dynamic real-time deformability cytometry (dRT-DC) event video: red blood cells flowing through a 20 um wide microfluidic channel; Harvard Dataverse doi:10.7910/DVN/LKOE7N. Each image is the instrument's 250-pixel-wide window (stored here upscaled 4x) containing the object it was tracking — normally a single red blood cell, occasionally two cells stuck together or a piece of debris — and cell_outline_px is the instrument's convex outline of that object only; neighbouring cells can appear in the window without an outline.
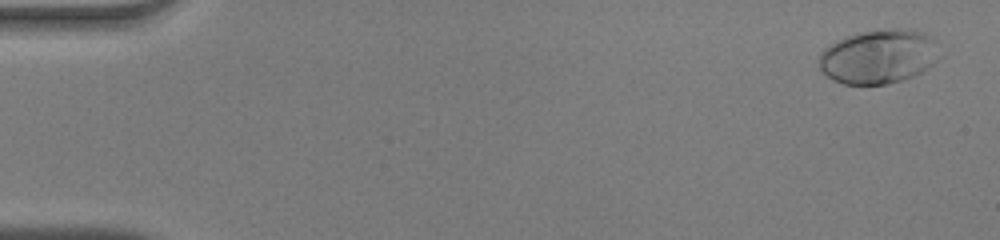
{"species": "human", "species_latin": "Homo sapiens", "temperature_condition": "warm", "stored_images_in_passage": 52, "camera_frame_rate_fps": 3000, "um_per_image_px": 0.085, "donor": {"sex": "male"}, "frame": {"image": 1, "passage_image": 2, "time_ms": 0.333, "image_size_px": [1000, 240], "cell_outline_px": [[944, 56], [920, 72], [904, 80], [888, 84], [844, 84], [828, 76], [820, 68], [820, 52], [824, 48], [836, 40], [860, 32], [896, 28], [916, 28], [932, 36], [936, 40]], "centroid_in_image_um": [74.78, 4.78], "position_along_channel_um": 10.2, "area_um2": 38.55}}
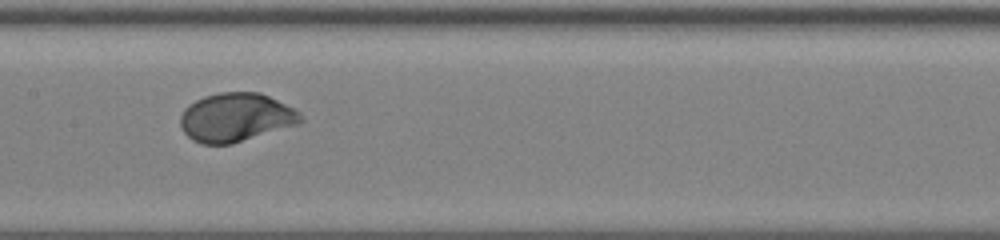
{"frame": {"image": 2, "passage_image": 27, "time_ms": 8.667, "image_size_px": [1000, 240], "cell_outline_px": [[304, 120], [300, 124], [232, 144], [200, 144], [192, 140], [184, 132], [180, 124], [180, 116], [184, 108], [188, 104], [204, 96], [220, 92], [260, 92], [300, 112]], "centroid_in_image_um": [20.04, 9.99], "position_along_channel_um": 187.4, "area_um2": 34.28}}
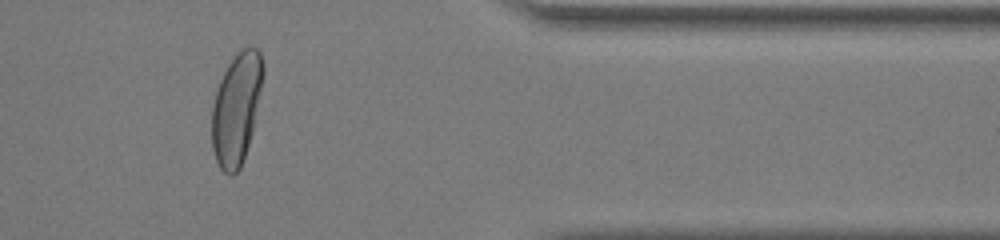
{"frame": {"image": 3, "passage_image": 44, "time_ms": 14.333, "image_size_px": [1000, 240], "cell_outline_px": [[264, 76], [252, 132], [240, 168], [232, 176], [228, 176], [220, 168], [216, 160], [212, 148], [212, 104], [220, 80], [228, 64], [236, 52], [244, 48], [256, 48], [260, 52], [264, 64]], "centroid_in_image_um": [20.1, 9.22], "position_along_channel_um": 391.3, "area_um2": 33.18}, "authors_computed_cell_mechanics": {"area_um2": 33.9286, "velocity_mm_per_s": 3.9532, "shape_relaxation_time_tau1_ms": 2.7015, "shape_relaxation_time_tau2_ms": null, "deformation_change_tau1": 0.2034, "deformation_change_tau2": null}}